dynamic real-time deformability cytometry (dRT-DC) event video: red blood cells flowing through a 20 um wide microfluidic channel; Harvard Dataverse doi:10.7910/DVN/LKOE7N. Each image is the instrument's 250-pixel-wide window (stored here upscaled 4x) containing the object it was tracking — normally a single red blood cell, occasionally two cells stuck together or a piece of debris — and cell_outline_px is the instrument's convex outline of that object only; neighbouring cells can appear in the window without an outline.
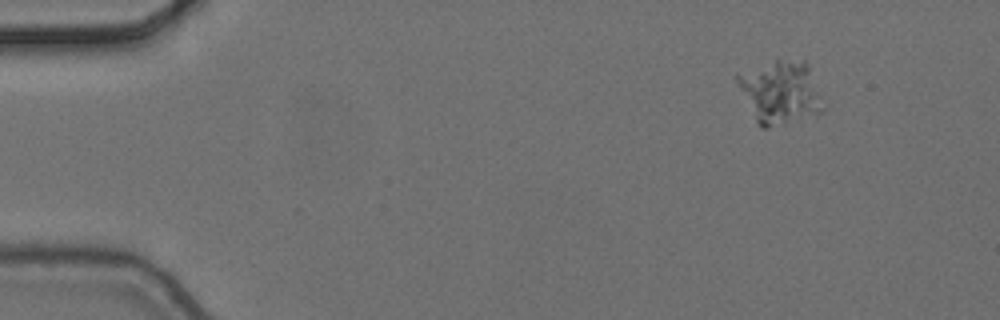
{"species": "common noctule bat (a hibernating species)", "species_latin": "Nyctalus noctula", "temperature_condition": "cold", "stored_images_in_passage": 4, "camera_frame_rate_fps": 3000, "um_per_image_px": 0.085, "animal": {"sex": "female", "body_mass_g": 24.6, "forearm_length_mm": 56.2}, "frame": {"image": 1, "passage_image": 1, "time_ms": 0.0, "image_size_px": [1000, 320], "cell_outline_px": [[824, 112], [784, 124], [768, 128], [760, 128], [736, 80], [736, 72], [776, 60], [804, 60], [808, 64]], "centroid_in_image_um": [66.29, 7.83], "position_along_channel_um": 18.7, "area_um2": 30.92}}
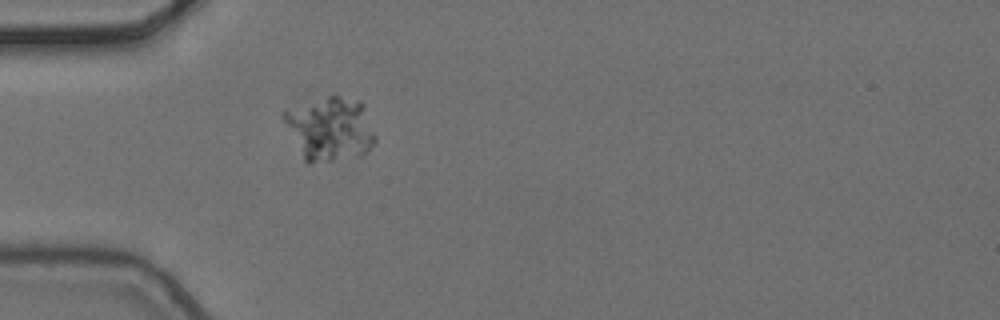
{"frame": {"image": 2, "passage_image": 4, "time_ms": 1.0, "image_size_px": [1000, 320], "cell_outline_px": [[376, 140], [360, 156], [308, 164], [304, 160], [280, 112], [328, 96], [336, 96], [360, 100], [364, 104], [376, 136]], "centroid_in_image_um": [28.08, 10.95], "position_along_channel_um": 56.9, "area_um2": 33.52}}